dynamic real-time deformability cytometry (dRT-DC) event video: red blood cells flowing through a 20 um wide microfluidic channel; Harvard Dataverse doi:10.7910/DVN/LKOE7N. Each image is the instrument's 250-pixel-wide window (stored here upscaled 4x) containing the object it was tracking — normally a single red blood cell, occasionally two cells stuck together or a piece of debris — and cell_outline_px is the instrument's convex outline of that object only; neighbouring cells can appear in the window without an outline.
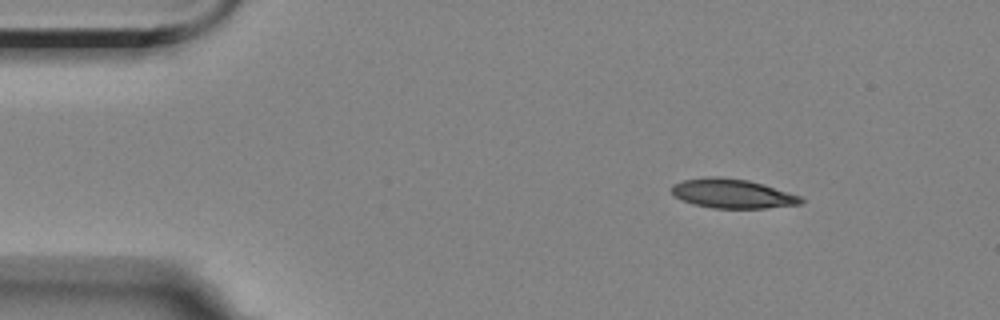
{"species": "Egyptian fruit bat (a non-hibernating species)", "species_latin": "Rousettus aegyptiacus", "temperature_condition": "room temperature", "stored_images_in_passage": 3, "camera_frame_rate_fps": 3000, "um_per_image_px": 0.085, "animal": {"sex": "female"}, "frame": {"image": 1, "passage_image": 1, "time_ms": 0.0, "image_size_px": [1000, 320], "cell_outline_px": [[804, 200], [800, 204], [764, 208], [712, 208], [696, 204], [684, 200], [676, 196], [672, 192], [672, 184], [684, 180], [708, 176], [720, 176], [748, 180], [764, 184], [800, 196]], "centroid_in_image_um": [62.26, 16.44], "position_along_channel_um": 22.7, "area_um2": 21.85}}